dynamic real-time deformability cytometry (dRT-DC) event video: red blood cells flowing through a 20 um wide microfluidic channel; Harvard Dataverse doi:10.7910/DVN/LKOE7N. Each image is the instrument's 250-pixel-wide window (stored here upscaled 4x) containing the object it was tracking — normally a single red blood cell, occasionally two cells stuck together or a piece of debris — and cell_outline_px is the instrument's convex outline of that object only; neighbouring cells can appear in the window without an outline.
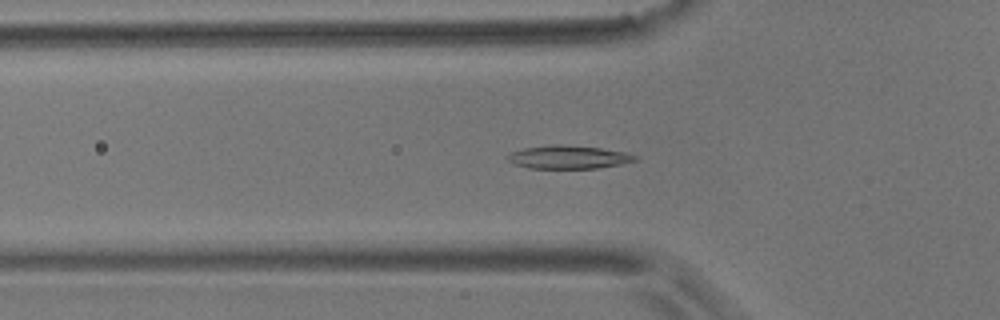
{"species": "common noctule bat (a hibernating species)", "species_latin": "Nyctalus noctula", "temperature_condition": "room temperature", "stored_images_in_passage": 57, "camera_frame_rate_fps": 3000, "um_per_image_px": 0.085, "animal": {"sex": "male", "body_mass_g": 17.9}, "frame": {"image": 1, "passage_image": 18, "time_ms": 5.667, "image_size_px": [1000, 320], "cell_outline_px": [[640, 160], [600, 168], [528, 168], [516, 164], [508, 160], [504, 156], [512, 152], [524, 148], [556, 144], [560, 144], [600, 148], [624, 152], [636, 156]], "centroid_in_image_um": [48.32, 13.36], "position_along_channel_um": 77.5, "area_um2": 17.17}}
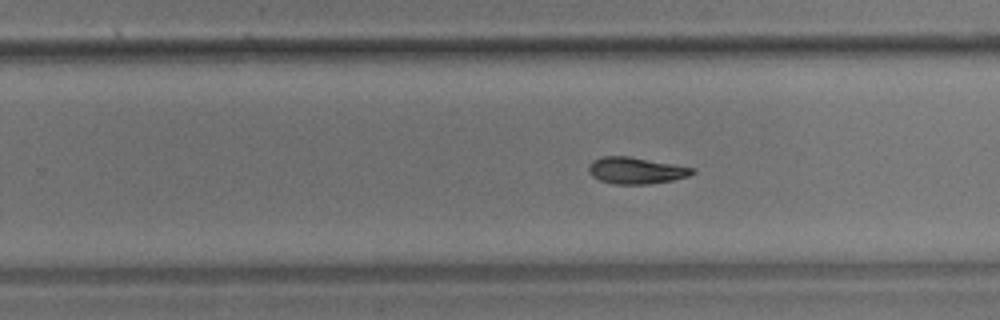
{"frame": {"image": 2, "passage_image": 35, "time_ms": 11.333, "image_size_px": [1000, 320], "cell_outline_px": [[696, 172], [688, 176], [672, 180], [648, 184], [616, 184], [600, 180], [592, 176], [588, 172], [588, 164], [592, 160], [604, 156], [628, 156], [696, 168]], "centroid_in_image_um": [54.04, 14.49], "position_along_channel_um": 275.8, "area_um2": 16.07}}
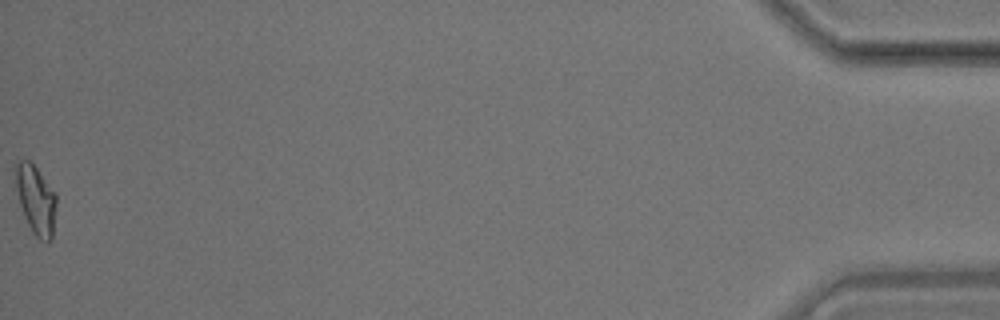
{"frame": {"image": 3, "passage_image": 57, "time_ms": 18.667, "image_size_px": [1000, 320], "cell_outline_px": [[56, 204], [52, 236], [48, 244], [40, 240], [32, 232], [24, 216], [20, 204], [16, 188], [12, 168], [20, 160], [28, 160], [36, 168], [56, 196]], "centroid_in_image_um": [3.01, 16.98], "position_along_channel_um": 432.2, "area_um2": 16.24}}